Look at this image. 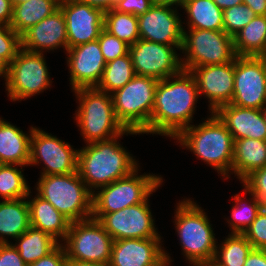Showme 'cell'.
Wrapping results in <instances>:
<instances>
[{
    "label": "cell",
    "instance_id": "6da1fadb",
    "mask_svg": "<svg viewBox=\"0 0 266 266\" xmlns=\"http://www.w3.org/2000/svg\"><path fill=\"white\" fill-rule=\"evenodd\" d=\"M194 76L182 70L157 82L149 133L175 139L191 126L199 98Z\"/></svg>",
    "mask_w": 266,
    "mask_h": 266
},
{
    "label": "cell",
    "instance_id": "7a4b0ae2",
    "mask_svg": "<svg viewBox=\"0 0 266 266\" xmlns=\"http://www.w3.org/2000/svg\"><path fill=\"white\" fill-rule=\"evenodd\" d=\"M128 134L141 133L126 129L115 138L88 143L78 149L77 171L92 193L140 168L138 160L118 141Z\"/></svg>",
    "mask_w": 266,
    "mask_h": 266
},
{
    "label": "cell",
    "instance_id": "3957f363",
    "mask_svg": "<svg viewBox=\"0 0 266 266\" xmlns=\"http://www.w3.org/2000/svg\"><path fill=\"white\" fill-rule=\"evenodd\" d=\"M174 140L199 160L214 168L224 179L232 174L234 139L224 123L211 112L199 125L184 129ZM230 172V173H229Z\"/></svg>",
    "mask_w": 266,
    "mask_h": 266
},
{
    "label": "cell",
    "instance_id": "277c9868",
    "mask_svg": "<svg viewBox=\"0 0 266 266\" xmlns=\"http://www.w3.org/2000/svg\"><path fill=\"white\" fill-rule=\"evenodd\" d=\"M174 224L182 253L189 264H211L217 239L204 209L192 199L177 203Z\"/></svg>",
    "mask_w": 266,
    "mask_h": 266
},
{
    "label": "cell",
    "instance_id": "5b68a950",
    "mask_svg": "<svg viewBox=\"0 0 266 266\" xmlns=\"http://www.w3.org/2000/svg\"><path fill=\"white\" fill-rule=\"evenodd\" d=\"M73 92L79 104L75 121L86 144L115 138L126 130L116 119L111 94L96 87Z\"/></svg>",
    "mask_w": 266,
    "mask_h": 266
},
{
    "label": "cell",
    "instance_id": "8992f818",
    "mask_svg": "<svg viewBox=\"0 0 266 266\" xmlns=\"http://www.w3.org/2000/svg\"><path fill=\"white\" fill-rule=\"evenodd\" d=\"M36 182L37 194L51 203L70 222L92 216L93 193L78 171L65 175H40Z\"/></svg>",
    "mask_w": 266,
    "mask_h": 266
},
{
    "label": "cell",
    "instance_id": "52a82bcc",
    "mask_svg": "<svg viewBox=\"0 0 266 266\" xmlns=\"http://www.w3.org/2000/svg\"><path fill=\"white\" fill-rule=\"evenodd\" d=\"M158 80L135 75L124 87L112 93L116 119L125 129L149 134V122Z\"/></svg>",
    "mask_w": 266,
    "mask_h": 266
},
{
    "label": "cell",
    "instance_id": "ba28073f",
    "mask_svg": "<svg viewBox=\"0 0 266 266\" xmlns=\"http://www.w3.org/2000/svg\"><path fill=\"white\" fill-rule=\"evenodd\" d=\"M138 171L93 192L92 214L112 213L142 203L160 188L164 180L161 175H139Z\"/></svg>",
    "mask_w": 266,
    "mask_h": 266
},
{
    "label": "cell",
    "instance_id": "9c48e42d",
    "mask_svg": "<svg viewBox=\"0 0 266 266\" xmlns=\"http://www.w3.org/2000/svg\"><path fill=\"white\" fill-rule=\"evenodd\" d=\"M182 68L225 64L236 59L234 38L224 30L183 29ZM186 56V57H185Z\"/></svg>",
    "mask_w": 266,
    "mask_h": 266
},
{
    "label": "cell",
    "instance_id": "30bf717a",
    "mask_svg": "<svg viewBox=\"0 0 266 266\" xmlns=\"http://www.w3.org/2000/svg\"><path fill=\"white\" fill-rule=\"evenodd\" d=\"M113 238L93 217L71 222L63 247L68 260L109 264Z\"/></svg>",
    "mask_w": 266,
    "mask_h": 266
},
{
    "label": "cell",
    "instance_id": "8fae6325",
    "mask_svg": "<svg viewBox=\"0 0 266 266\" xmlns=\"http://www.w3.org/2000/svg\"><path fill=\"white\" fill-rule=\"evenodd\" d=\"M44 53L21 48L9 64L6 77V91L13 102L28 99L50 89L52 80L48 72Z\"/></svg>",
    "mask_w": 266,
    "mask_h": 266
},
{
    "label": "cell",
    "instance_id": "7c38bea8",
    "mask_svg": "<svg viewBox=\"0 0 266 266\" xmlns=\"http://www.w3.org/2000/svg\"><path fill=\"white\" fill-rule=\"evenodd\" d=\"M42 162L44 167L41 175H65L77 172L78 150L68 142L34 127L30 137L28 166H39Z\"/></svg>",
    "mask_w": 266,
    "mask_h": 266
},
{
    "label": "cell",
    "instance_id": "4fadbf2b",
    "mask_svg": "<svg viewBox=\"0 0 266 266\" xmlns=\"http://www.w3.org/2000/svg\"><path fill=\"white\" fill-rule=\"evenodd\" d=\"M181 47L139 39L129 46L135 75L158 81L177 75L183 70L181 57L176 51H180Z\"/></svg>",
    "mask_w": 266,
    "mask_h": 266
},
{
    "label": "cell",
    "instance_id": "5bb4252c",
    "mask_svg": "<svg viewBox=\"0 0 266 266\" xmlns=\"http://www.w3.org/2000/svg\"><path fill=\"white\" fill-rule=\"evenodd\" d=\"M149 197L142 203L107 214H92L113 240L162 238L150 209Z\"/></svg>",
    "mask_w": 266,
    "mask_h": 266
},
{
    "label": "cell",
    "instance_id": "9a60e30c",
    "mask_svg": "<svg viewBox=\"0 0 266 266\" xmlns=\"http://www.w3.org/2000/svg\"><path fill=\"white\" fill-rule=\"evenodd\" d=\"M230 104L255 109L266 106V57H236Z\"/></svg>",
    "mask_w": 266,
    "mask_h": 266
},
{
    "label": "cell",
    "instance_id": "2e32d148",
    "mask_svg": "<svg viewBox=\"0 0 266 266\" xmlns=\"http://www.w3.org/2000/svg\"><path fill=\"white\" fill-rule=\"evenodd\" d=\"M137 18L140 39L182 46L185 26L176 7L154 3L146 13Z\"/></svg>",
    "mask_w": 266,
    "mask_h": 266
},
{
    "label": "cell",
    "instance_id": "e0dca14e",
    "mask_svg": "<svg viewBox=\"0 0 266 266\" xmlns=\"http://www.w3.org/2000/svg\"><path fill=\"white\" fill-rule=\"evenodd\" d=\"M68 38V48L94 41L104 29V12L80 0H60Z\"/></svg>",
    "mask_w": 266,
    "mask_h": 266
},
{
    "label": "cell",
    "instance_id": "ac0fdd59",
    "mask_svg": "<svg viewBox=\"0 0 266 266\" xmlns=\"http://www.w3.org/2000/svg\"><path fill=\"white\" fill-rule=\"evenodd\" d=\"M234 69L235 60L225 64L198 66L190 71L196 80L199 95L203 94L208 99L210 113L231 103Z\"/></svg>",
    "mask_w": 266,
    "mask_h": 266
},
{
    "label": "cell",
    "instance_id": "d6986e66",
    "mask_svg": "<svg viewBox=\"0 0 266 266\" xmlns=\"http://www.w3.org/2000/svg\"><path fill=\"white\" fill-rule=\"evenodd\" d=\"M66 54L72 91L79 88L97 87L107 63L98 39L68 48Z\"/></svg>",
    "mask_w": 266,
    "mask_h": 266
},
{
    "label": "cell",
    "instance_id": "ffe728a7",
    "mask_svg": "<svg viewBox=\"0 0 266 266\" xmlns=\"http://www.w3.org/2000/svg\"><path fill=\"white\" fill-rule=\"evenodd\" d=\"M61 47L68 49L66 20L60 7L21 35V48L30 52L44 53Z\"/></svg>",
    "mask_w": 266,
    "mask_h": 266
},
{
    "label": "cell",
    "instance_id": "44dd1931",
    "mask_svg": "<svg viewBox=\"0 0 266 266\" xmlns=\"http://www.w3.org/2000/svg\"><path fill=\"white\" fill-rule=\"evenodd\" d=\"M162 238L114 240L109 266H154L164 256Z\"/></svg>",
    "mask_w": 266,
    "mask_h": 266
},
{
    "label": "cell",
    "instance_id": "7402d4cb",
    "mask_svg": "<svg viewBox=\"0 0 266 266\" xmlns=\"http://www.w3.org/2000/svg\"><path fill=\"white\" fill-rule=\"evenodd\" d=\"M214 113L224 123L234 140L241 138L266 140V121L262 109L226 104L220 106Z\"/></svg>",
    "mask_w": 266,
    "mask_h": 266
},
{
    "label": "cell",
    "instance_id": "603a6c76",
    "mask_svg": "<svg viewBox=\"0 0 266 266\" xmlns=\"http://www.w3.org/2000/svg\"><path fill=\"white\" fill-rule=\"evenodd\" d=\"M31 193L30 190L26 197L29 204L31 227L51 235L61 244L68 233L71 222L37 193L33 199H30Z\"/></svg>",
    "mask_w": 266,
    "mask_h": 266
},
{
    "label": "cell",
    "instance_id": "cb8c5ba5",
    "mask_svg": "<svg viewBox=\"0 0 266 266\" xmlns=\"http://www.w3.org/2000/svg\"><path fill=\"white\" fill-rule=\"evenodd\" d=\"M19 127L0 118V164L28 166L30 161V137Z\"/></svg>",
    "mask_w": 266,
    "mask_h": 266
},
{
    "label": "cell",
    "instance_id": "d4e9b609",
    "mask_svg": "<svg viewBox=\"0 0 266 266\" xmlns=\"http://www.w3.org/2000/svg\"><path fill=\"white\" fill-rule=\"evenodd\" d=\"M266 166V140L241 138L234 140L232 174L243 181L255 170Z\"/></svg>",
    "mask_w": 266,
    "mask_h": 266
},
{
    "label": "cell",
    "instance_id": "484cf974",
    "mask_svg": "<svg viewBox=\"0 0 266 266\" xmlns=\"http://www.w3.org/2000/svg\"><path fill=\"white\" fill-rule=\"evenodd\" d=\"M31 226L30 210L25 198L0 201V243H10Z\"/></svg>",
    "mask_w": 266,
    "mask_h": 266
},
{
    "label": "cell",
    "instance_id": "4316f807",
    "mask_svg": "<svg viewBox=\"0 0 266 266\" xmlns=\"http://www.w3.org/2000/svg\"><path fill=\"white\" fill-rule=\"evenodd\" d=\"M233 38L237 56L266 57V15H256Z\"/></svg>",
    "mask_w": 266,
    "mask_h": 266
},
{
    "label": "cell",
    "instance_id": "83f0119b",
    "mask_svg": "<svg viewBox=\"0 0 266 266\" xmlns=\"http://www.w3.org/2000/svg\"><path fill=\"white\" fill-rule=\"evenodd\" d=\"M60 0H29L13 6L10 27L20 36L59 8Z\"/></svg>",
    "mask_w": 266,
    "mask_h": 266
},
{
    "label": "cell",
    "instance_id": "f1b7e54d",
    "mask_svg": "<svg viewBox=\"0 0 266 266\" xmlns=\"http://www.w3.org/2000/svg\"><path fill=\"white\" fill-rule=\"evenodd\" d=\"M187 15V29L224 30L223 10L213 0H188L181 8Z\"/></svg>",
    "mask_w": 266,
    "mask_h": 266
},
{
    "label": "cell",
    "instance_id": "f546056e",
    "mask_svg": "<svg viewBox=\"0 0 266 266\" xmlns=\"http://www.w3.org/2000/svg\"><path fill=\"white\" fill-rule=\"evenodd\" d=\"M15 241L13 245L27 265L45 257L60 244L51 235L31 226Z\"/></svg>",
    "mask_w": 266,
    "mask_h": 266
},
{
    "label": "cell",
    "instance_id": "4dcf8cb0",
    "mask_svg": "<svg viewBox=\"0 0 266 266\" xmlns=\"http://www.w3.org/2000/svg\"><path fill=\"white\" fill-rule=\"evenodd\" d=\"M252 249L253 246L243 234L229 233L223 242L217 245L212 264L214 266H244Z\"/></svg>",
    "mask_w": 266,
    "mask_h": 266
},
{
    "label": "cell",
    "instance_id": "1f68e13d",
    "mask_svg": "<svg viewBox=\"0 0 266 266\" xmlns=\"http://www.w3.org/2000/svg\"><path fill=\"white\" fill-rule=\"evenodd\" d=\"M135 76L129 52L106 63L97 89L112 94L124 87Z\"/></svg>",
    "mask_w": 266,
    "mask_h": 266
},
{
    "label": "cell",
    "instance_id": "d6a6232c",
    "mask_svg": "<svg viewBox=\"0 0 266 266\" xmlns=\"http://www.w3.org/2000/svg\"><path fill=\"white\" fill-rule=\"evenodd\" d=\"M243 193L250 194L252 199H246V202L245 198L241 197L240 194L234 195V205L231 207V217L230 219L227 218V222L232 230L231 233L243 234L262 209V202L245 187Z\"/></svg>",
    "mask_w": 266,
    "mask_h": 266
},
{
    "label": "cell",
    "instance_id": "836d02e7",
    "mask_svg": "<svg viewBox=\"0 0 266 266\" xmlns=\"http://www.w3.org/2000/svg\"><path fill=\"white\" fill-rule=\"evenodd\" d=\"M104 29L129 46L140 39L138 18L133 14L115 9L104 12Z\"/></svg>",
    "mask_w": 266,
    "mask_h": 266
},
{
    "label": "cell",
    "instance_id": "e575fe53",
    "mask_svg": "<svg viewBox=\"0 0 266 266\" xmlns=\"http://www.w3.org/2000/svg\"><path fill=\"white\" fill-rule=\"evenodd\" d=\"M21 167L20 169L18 168ZM21 165L0 164V197L2 200L25 198L30 192V186L22 172Z\"/></svg>",
    "mask_w": 266,
    "mask_h": 266
},
{
    "label": "cell",
    "instance_id": "d590c367",
    "mask_svg": "<svg viewBox=\"0 0 266 266\" xmlns=\"http://www.w3.org/2000/svg\"><path fill=\"white\" fill-rule=\"evenodd\" d=\"M255 16V12L244 3L223 10L224 31L234 37Z\"/></svg>",
    "mask_w": 266,
    "mask_h": 266
},
{
    "label": "cell",
    "instance_id": "8d00e7d4",
    "mask_svg": "<svg viewBox=\"0 0 266 266\" xmlns=\"http://www.w3.org/2000/svg\"><path fill=\"white\" fill-rule=\"evenodd\" d=\"M98 42L106 62L124 56L129 52V45L119 40L116 36L111 35L105 29L101 31Z\"/></svg>",
    "mask_w": 266,
    "mask_h": 266
},
{
    "label": "cell",
    "instance_id": "74e56055",
    "mask_svg": "<svg viewBox=\"0 0 266 266\" xmlns=\"http://www.w3.org/2000/svg\"><path fill=\"white\" fill-rule=\"evenodd\" d=\"M21 49V36L10 26L0 24V52L10 64Z\"/></svg>",
    "mask_w": 266,
    "mask_h": 266
},
{
    "label": "cell",
    "instance_id": "f35d334b",
    "mask_svg": "<svg viewBox=\"0 0 266 266\" xmlns=\"http://www.w3.org/2000/svg\"><path fill=\"white\" fill-rule=\"evenodd\" d=\"M243 235L254 249H266V211L261 209Z\"/></svg>",
    "mask_w": 266,
    "mask_h": 266
},
{
    "label": "cell",
    "instance_id": "ab89813d",
    "mask_svg": "<svg viewBox=\"0 0 266 266\" xmlns=\"http://www.w3.org/2000/svg\"><path fill=\"white\" fill-rule=\"evenodd\" d=\"M241 183L259 201L266 199V166L255 170L248 175Z\"/></svg>",
    "mask_w": 266,
    "mask_h": 266
},
{
    "label": "cell",
    "instance_id": "60d3db41",
    "mask_svg": "<svg viewBox=\"0 0 266 266\" xmlns=\"http://www.w3.org/2000/svg\"><path fill=\"white\" fill-rule=\"evenodd\" d=\"M153 0H117L115 10L139 16L146 13L154 4Z\"/></svg>",
    "mask_w": 266,
    "mask_h": 266
},
{
    "label": "cell",
    "instance_id": "b9f144b4",
    "mask_svg": "<svg viewBox=\"0 0 266 266\" xmlns=\"http://www.w3.org/2000/svg\"><path fill=\"white\" fill-rule=\"evenodd\" d=\"M0 266H28L20 256V253L10 243H0Z\"/></svg>",
    "mask_w": 266,
    "mask_h": 266
},
{
    "label": "cell",
    "instance_id": "7bdbcfd3",
    "mask_svg": "<svg viewBox=\"0 0 266 266\" xmlns=\"http://www.w3.org/2000/svg\"><path fill=\"white\" fill-rule=\"evenodd\" d=\"M67 261L68 259L63 244H59L48 255L28 266H67Z\"/></svg>",
    "mask_w": 266,
    "mask_h": 266
},
{
    "label": "cell",
    "instance_id": "ee69618b",
    "mask_svg": "<svg viewBox=\"0 0 266 266\" xmlns=\"http://www.w3.org/2000/svg\"><path fill=\"white\" fill-rule=\"evenodd\" d=\"M244 266H266V249H252Z\"/></svg>",
    "mask_w": 266,
    "mask_h": 266
},
{
    "label": "cell",
    "instance_id": "f6af8a7d",
    "mask_svg": "<svg viewBox=\"0 0 266 266\" xmlns=\"http://www.w3.org/2000/svg\"><path fill=\"white\" fill-rule=\"evenodd\" d=\"M13 6L11 0H0V24L10 26Z\"/></svg>",
    "mask_w": 266,
    "mask_h": 266
},
{
    "label": "cell",
    "instance_id": "bcb514c9",
    "mask_svg": "<svg viewBox=\"0 0 266 266\" xmlns=\"http://www.w3.org/2000/svg\"><path fill=\"white\" fill-rule=\"evenodd\" d=\"M83 3L89 4L92 7L101 9L103 12L114 9L116 0H80Z\"/></svg>",
    "mask_w": 266,
    "mask_h": 266
},
{
    "label": "cell",
    "instance_id": "7dc6e473",
    "mask_svg": "<svg viewBox=\"0 0 266 266\" xmlns=\"http://www.w3.org/2000/svg\"><path fill=\"white\" fill-rule=\"evenodd\" d=\"M243 3L249 6L256 15H266V0H243Z\"/></svg>",
    "mask_w": 266,
    "mask_h": 266
},
{
    "label": "cell",
    "instance_id": "c3c4849f",
    "mask_svg": "<svg viewBox=\"0 0 266 266\" xmlns=\"http://www.w3.org/2000/svg\"><path fill=\"white\" fill-rule=\"evenodd\" d=\"M213 1L222 10H226L230 7L243 3V0H213Z\"/></svg>",
    "mask_w": 266,
    "mask_h": 266
},
{
    "label": "cell",
    "instance_id": "681fc988",
    "mask_svg": "<svg viewBox=\"0 0 266 266\" xmlns=\"http://www.w3.org/2000/svg\"><path fill=\"white\" fill-rule=\"evenodd\" d=\"M188 0H156V4L182 8Z\"/></svg>",
    "mask_w": 266,
    "mask_h": 266
},
{
    "label": "cell",
    "instance_id": "f907efd6",
    "mask_svg": "<svg viewBox=\"0 0 266 266\" xmlns=\"http://www.w3.org/2000/svg\"><path fill=\"white\" fill-rule=\"evenodd\" d=\"M67 266H109V264H99V263H93V262L68 260Z\"/></svg>",
    "mask_w": 266,
    "mask_h": 266
},
{
    "label": "cell",
    "instance_id": "816d5d0a",
    "mask_svg": "<svg viewBox=\"0 0 266 266\" xmlns=\"http://www.w3.org/2000/svg\"><path fill=\"white\" fill-rule=\"evenodd\" d=\"M9 70V63L2 57L0 52V76H7Z\"/></svg>",
    "mask_w": 266,
    "mask_h": 266
},
{
    "label": "cell",
    "instance_id": "f5cc1de1",
    "mask_svg": "<svg viewBox=\"0 0 266 266\" xmlns=\"http://www.w3.org/2000/svg\"><path fill=\"white\" fill-rule=\"evenodd\" d=\"M164 254L165 256L154 266H169L173 262L166 250H164Z\"/></svg>",
    "mask_w": 266,
    "mask_h": 266
},
{
    "label": "cell",
    "instance_id": "db71d44e",
    "mask_svg": "<svg viewBox=\"0 0 266 266\" xmlns=\"http://www.w3.org/2000/svg\"><path fill=\"white\" fill-rule=\"evenodd\" d=\"M29 0H11V3H12V6H15L17 4H22V3H25Z\"/></svg>",
    "mask_w": 266,
    "mask_h": 266
},
{
    "label": "cell",
    "instance_id": "11a10c76",
    "mask_svg": "<svg viewBox=\"0 0 266 266\" xmlns=\"http://www.w3.org/2000/svg\"><path fill=\"white\" fill-rule=\"evenodd\" d=\"M192 266H214V265L211 263V264H192Z\"/></svg>",
    "mask_w": 266,
    "mask_h": 266
},
{
    "label": "cell",
    "instance_id": "9f6ffc18",
    "mask_svg": "<svg viewBox=\"0 0 266 266\" xmlns=\"http://www.w3.org/2000/svg\"><path fill=\"white\" fill-rule=\"evenodd\" d=\"M262 209L266 211V199L262 201Z\"/></svg>",
    "mask_w": 266,
    "mask_h": 266
},
{
    "label": "cell",
    "instance_id": "6f0895ef",
    "mask_svg": "<svg viewBox=\"0 0 266 266\" xmlns=\"http://www.w3.org/2000/svg\"><path fill=\"white\" fill-rule=\"evenodd\" d=\"M262 110H263V115H264V118H265V121H266V106Z\"/></svg>",
    "mask_w": 266,
    "mask_h": 266
},
{
    "label": "cell",
    "instance_id": "680465c9",
    "mask_svg": "<svg viewBox=\"0 0 266 266\" xmlns=\"http://www.w3.org/2000/svg\"><path fill=\"white\" fill-rule=\"evenodd\" d=\"M0 77H2V78L4 77L3 79L6 81V77H7V76H0Z\"/></svg>",
    "mask_w": 266,
    "mask_h": 266
}]
</instances>
